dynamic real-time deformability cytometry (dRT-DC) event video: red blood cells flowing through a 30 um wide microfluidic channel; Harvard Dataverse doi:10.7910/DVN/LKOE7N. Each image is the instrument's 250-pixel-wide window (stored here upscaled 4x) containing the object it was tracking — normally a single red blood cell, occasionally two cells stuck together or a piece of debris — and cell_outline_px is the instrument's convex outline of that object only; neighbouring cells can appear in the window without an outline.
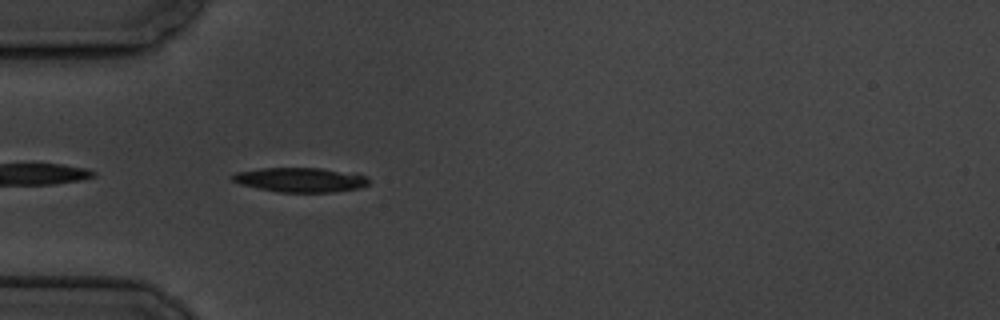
{"species": "common noctule bat (a hibernating species)", "species_latin": "Nyctalus noctula", "temperature_condition": "cold", "stored_images_in_passage": 5, "camera_frame_rate_fps": 3000, "um_per_image_px": 0.085, "animal": {"sex": "male", "body_mass_g": 19.5, "forearm_length_mm": 54.6}, "frame": {"image": 1, "passage_image": 5, "time_ms": 5.333, "image_size_px": [1000, 320], "cell_outline_px": [[368, 184], [356, 188], [332, 192], [276, 192], [240, 184], [232, 180], [228, 176], [236, 172], [260, 168], [320, 168], [356, 172], [368, 176]], "centroid_in_image_um": [25.52, 15.27], "position_along_channel_um": 59.5, "area_um2": 19.65}}